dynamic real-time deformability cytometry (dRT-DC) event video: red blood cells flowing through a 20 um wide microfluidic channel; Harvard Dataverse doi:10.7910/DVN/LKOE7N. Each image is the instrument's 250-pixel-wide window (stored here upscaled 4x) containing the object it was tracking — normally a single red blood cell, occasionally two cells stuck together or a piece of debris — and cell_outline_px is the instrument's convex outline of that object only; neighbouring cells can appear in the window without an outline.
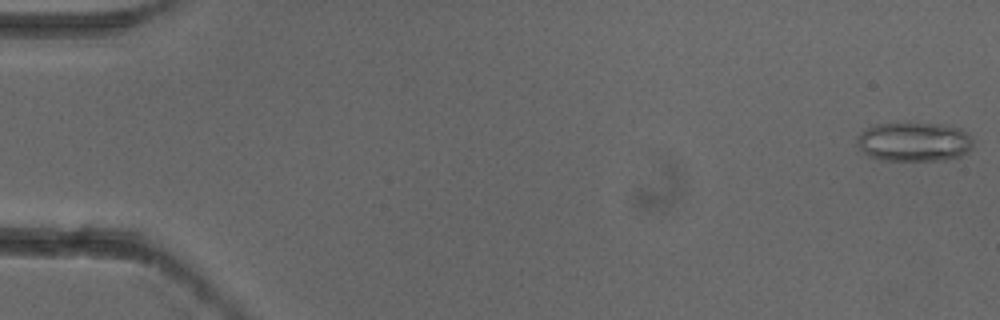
{"species": "common noctule bat (a hibernating species)", "species_latin": "Nyctalus noctula", "temperature_condition": "cold", "stored_images_in_passage": 5, "camera_frame_rate_fps": 3000, "um_per_image_px": 0.085, "animal": {"sex": "female"}, "frame": {"image": 1, "passage_image": 1, "time_ms": 0.0, "image_size_px": [1000, 320], "cell_outline_px": [[972, 148], [968, 152], [960, 156], [948, 160], [880, 160], [868, 156], [860, 148], [856, 140], [856, 136], [860, 132], [872, 124], [904, 120], [940, 124], [960, 128], [968, 132], [972, 136]], "centroid_in_image_um": [77.68, 12.0], "position_along_channel_um": 7.3, "area_um2": 27.69}}